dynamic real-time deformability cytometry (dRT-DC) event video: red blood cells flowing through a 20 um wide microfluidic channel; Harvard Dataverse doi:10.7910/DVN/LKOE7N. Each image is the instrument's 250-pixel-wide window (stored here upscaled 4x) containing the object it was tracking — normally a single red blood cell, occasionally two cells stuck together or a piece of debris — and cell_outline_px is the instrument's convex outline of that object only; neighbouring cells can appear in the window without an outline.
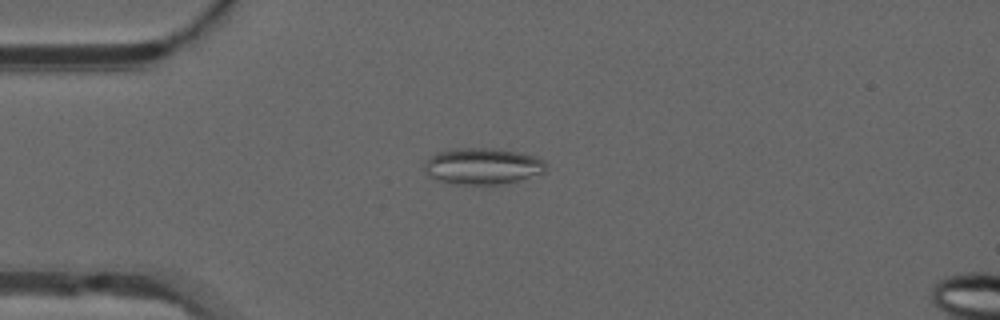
{"species": "common noctule bat (a hibernating species)", "species_latin": "Nyctalus noctula", "temperature_condition": "warm", "stored_images_in_passage": 41, "camera_frame_rate_fps": 3000, "um_per_image_px": 0.085, "animal": {"sex": "male", "forearm_length_mm": 52.5}, "frame": {"image": 1, "passage_image": 3, "time_ms": 0.667, "image_size_px": [1000, 320], "cell_outline_px": [[544, 172], [516, 180], [500, 184], [452, 184], [428, 176], [424, 168], [424, 160], [440, 152], [456, 148], [492, 148], [516, 152], [536, 156], [544, 160]], "centroid_in_image_um": [40.97, 14.12], "position_along_channel_um": 44.0, "area_um2": 25.37}}
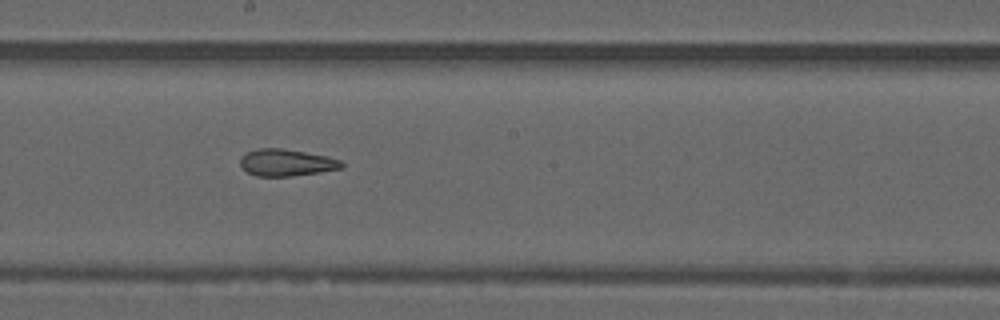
{"frame": {"image": 2, "passage_image": 18, "time_ms": 5.667, "image_size_px": [1000, 320], "cell_outline_px": [[344, 168], [320, 172], [288, 176], [256, 176], [248, 172], [240, 164], [240, 156], [256, 148], [280, 148], [328, 156], [340, 160], [344, 164]], "centroid_in_image_um": [24.35, 13.82], "position_along_channel_um": 223.8, "area_um2": 15.84}}
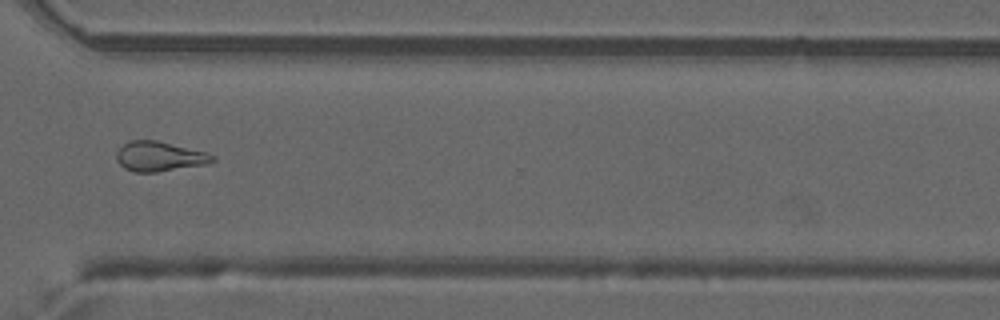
{"frame": {"image": 3, "passage_image": 28, "time_ms": 9.0, "image_size_px": [1000, 320], "cell_outline_px": [[216, 160], [204, 164], [156, 172], [132, 172], [124, 168], [116, 160], [116, 152], [124, 144], [132, 140], [156, 140], [204, 152], [216, 156]], "centroid_in_image_um": [13.51, 13.3], "position_along_channel_um": 357.1, "area_um2": 16.42}, "authors_computed_cell_mechanics": {"area_um2": 16.762, "velocity_mm_per_s": 3.9992, "shape_relaxation_time_tau1_ms": null, "shape_relaxation_time_tau2_ms": 2.6735, "deformation_change_tau1": null, "deformation_change_tau2": 0.1224}}